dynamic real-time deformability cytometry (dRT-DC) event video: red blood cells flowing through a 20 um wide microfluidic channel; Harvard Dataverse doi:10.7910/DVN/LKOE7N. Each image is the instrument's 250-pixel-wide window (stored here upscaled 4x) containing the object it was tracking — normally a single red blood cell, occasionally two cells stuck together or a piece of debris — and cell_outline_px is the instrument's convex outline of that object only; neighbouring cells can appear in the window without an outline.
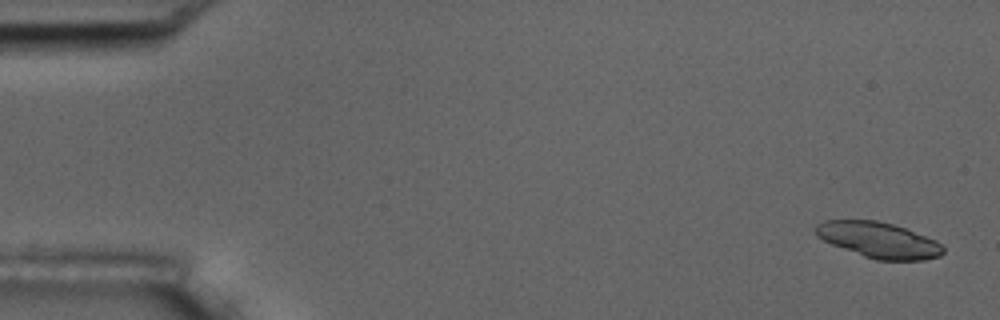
{"species": "common noctule bat (a hibernating species)", "species_latin": "Nyctalus noctula", "temperature_condition": "room temperature", "stored_images_in_passage": 5, "camera_frame_rate_fps": 3000, "um_per_image_px": 0.085, "animal": {"sex": "male", "body_mass_g": 17.5, "forearm_length_mm": 52.3}, "frame": {"image": 1, "passage_image": 1, "time_ms": 0.0, "image_size_px": [1000, 320], "cell_outline_px": [[944, 252], [940, 256], [924, 260], [876, 260], [864, 256], [832, 244], [816, 236], [812, 228], [816, 224], [824, 220], [876, 220], [892, 224], [904, 228], [936, 240], [944, 248]], "centroid_in_image_um": [74.65, 20.4], "position_along_channel_um": 10.3, "area_um2": 26.47}}